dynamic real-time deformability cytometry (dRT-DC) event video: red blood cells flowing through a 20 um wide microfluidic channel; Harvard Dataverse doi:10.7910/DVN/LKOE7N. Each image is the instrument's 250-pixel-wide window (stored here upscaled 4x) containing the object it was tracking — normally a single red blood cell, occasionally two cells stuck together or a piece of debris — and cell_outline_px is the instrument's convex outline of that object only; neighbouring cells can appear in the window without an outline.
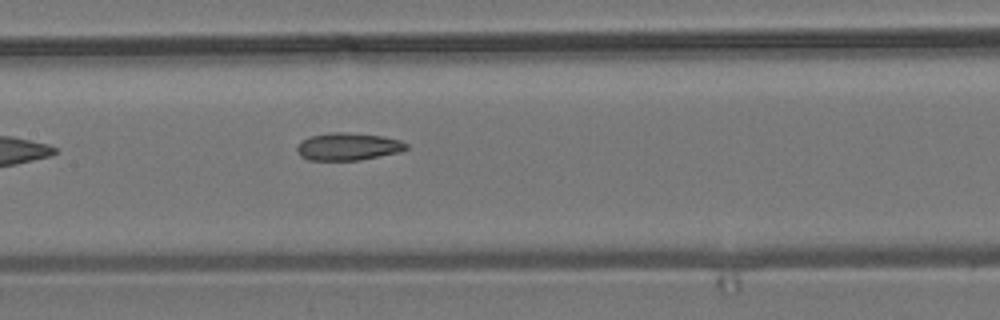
{"species": "common noctule bat (a hibernating species)", "species_latin": "Nyctalus noctula", "temperature_condition": "room temperature", "stored_images_in_passage": 7, "camera_frame_rate_fps": 3000, "um_per_image_px": 0.085, "animal": {"sex": "male", "body_mass_g": 19.2, "forearm_length_mm": 51.8}, "frame": {"image": 1, "passage_image": 7, "time_ms": 7.0, "image_size_px": [1000, 320], "cell_outline_px": [[408, 148], [400, 152], [360, 160], [308, 160], [300, 156], [296, 152], [296, 144], [300, 140], [312, 136], [332, 132], [348, 132], [384, 136], [400, 140], [408, 144]], "centroid_in_image_um": [29.56, 12.46], "position_along_channel_um": 177.8, "area_um2": 17.74}}